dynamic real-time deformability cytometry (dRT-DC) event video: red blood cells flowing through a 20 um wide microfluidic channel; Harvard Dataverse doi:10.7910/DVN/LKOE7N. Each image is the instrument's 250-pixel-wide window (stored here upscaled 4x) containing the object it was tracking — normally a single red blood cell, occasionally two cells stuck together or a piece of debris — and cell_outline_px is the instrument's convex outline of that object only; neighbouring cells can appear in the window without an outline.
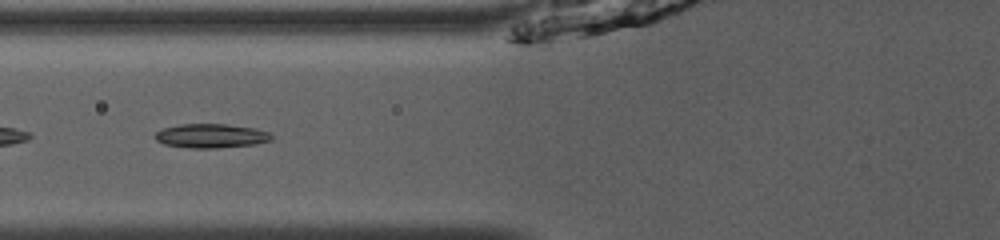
{"species": "common noctule bat (a hibernating species)", "species_latin": "Nyctalus noctula", "temperature_condition": "room temperature", "stored_images_in_passage": 30, "camera_frame_rate_fps": 3000, "um_per_image_px": 0.085, "animal": {"sex": "male", "body_mass_g": 13.0, "forearm_length_mm": 53.1}, "frame": {"image": 1, "passage_image": 5, "time_ms": 1.333, "image_size_px": [1000, 240], "cell_outline_px": [[260, 140], [240, 144], [172, 144], [160, 140], [156, 136], [172, 128], [200, 124], [208, 124], [240, 128]], "centroid_in_image_um": [17.55, 11.5], "position_along_channel_um": 108.3, "area_um2": 11.16}}
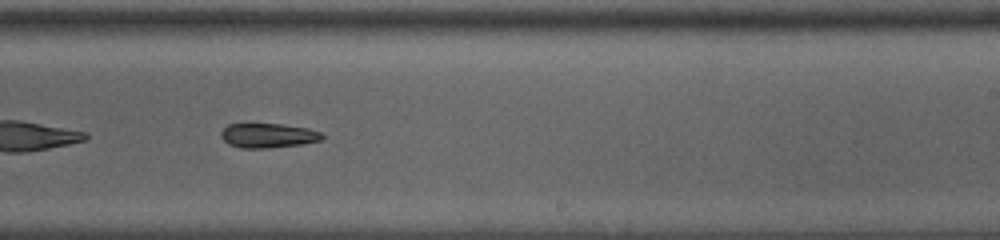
{"frame": {"image": 2, "passage_image": 17, "time_ms": 5.333, "image_size_px": [1000, 240], "cell_outline_px": [[320, 136], [312, 140], [288, 144], [236, 144], [228, 140], [224, 136], [224, 132], [228, 128], [236, 124], [268, 124], [296, 128], [312, 132]], "centroid_in_image_um": [22.69, 11.43], "position_along_channel_um": 266.3, "area_um2": 10.92}}